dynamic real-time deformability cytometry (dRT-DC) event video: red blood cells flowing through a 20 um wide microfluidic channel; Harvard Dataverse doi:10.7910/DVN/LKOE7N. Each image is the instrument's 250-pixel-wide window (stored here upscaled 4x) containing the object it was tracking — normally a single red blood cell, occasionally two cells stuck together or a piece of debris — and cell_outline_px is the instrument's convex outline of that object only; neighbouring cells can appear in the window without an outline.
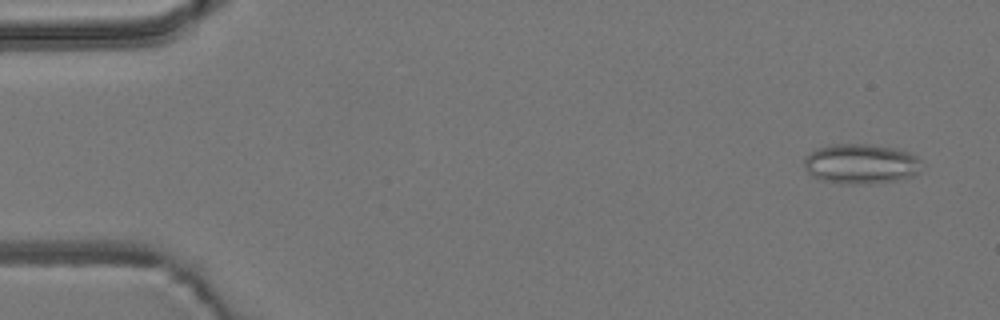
{"species": "common noctule bat (a hibernating species)", "species_latin": "Nyctalus noctula", "temperature_condition": "room temperature", "stored_images_in_passage": 53, "camera_frame_rate_fps": 3000, "um_per_image_px": 0.085, "animal": {"sex": "male", "body_mass_g": 19.2, "forearm_length_mm": 51.8}, "frame": {"image": 1, "passage_image": 3, "time_ms": 0.667, "image_size_px": [1000, 320], "cell_outline_px": [[920, 160], [916, 172], [912, 176], [896, 180], [868, 184], [840, 184], [820, 180], [812, 176], [808, 172], [804, 164], [804, 156], [816, 148], [832, 144], [868, 144], [896, 148], [908, 152], [916, 156]], "centroid_in_image_um": [73.1, 13.93], "position_along_channel_um": 11.9, "area_um2": 27.4}}
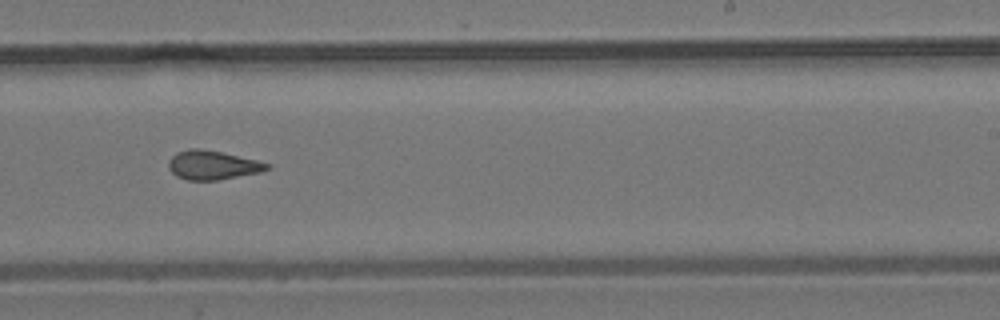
{"frame": {"image": 2, "passage_image": 33, "time_ms": 10.667, "image_size_px": [1000, 320], "cell_outline_px": [[272, 168], [260, 172], [216, 180], [188, 180], [176, 176], [168, 168], [168, 160], [176, 152], [188, 148], [200, 148], [220, 152], [256, 160], [272, 164]], "centroid_in_image_um": [18.05, 14.02], "position_along_channel_um": 270.9, "area_um2": 16.65}}
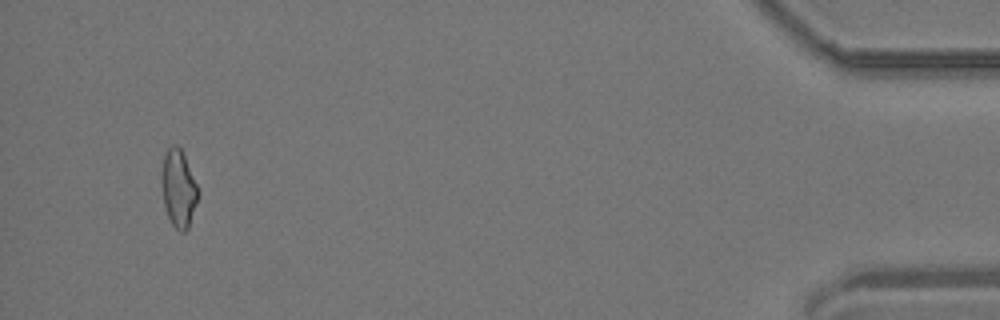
{"frame": {"image": 3, "passage_image": 51, "time_ms": 16.667, "image_size_px": [1000, 320], "cell_outline_px": [[196, 204], [188, 228], [184, 232], [180, 232], [172, 224], [164, 208], [160, 180], [160, 176], [164, 152], [172, 144], [176, 144], [180, 148], [184, 156], [196, 184]], "centroid_in_image_um": [15.11, 16.0], "position_along_channel_um": 420.1, "area_um2": 16.3}, "authors_computed_cell_mechanics": {"area_um2": 16.9354, "velocity_mm_per_s": 3.8262, "shape_relaxation_time_tau1_ms": null, "shape_relaxation_time_tau2_ms": 2.1381, "deformation_change_tau1": null, "deformation_change_tau2": 0.0968}}